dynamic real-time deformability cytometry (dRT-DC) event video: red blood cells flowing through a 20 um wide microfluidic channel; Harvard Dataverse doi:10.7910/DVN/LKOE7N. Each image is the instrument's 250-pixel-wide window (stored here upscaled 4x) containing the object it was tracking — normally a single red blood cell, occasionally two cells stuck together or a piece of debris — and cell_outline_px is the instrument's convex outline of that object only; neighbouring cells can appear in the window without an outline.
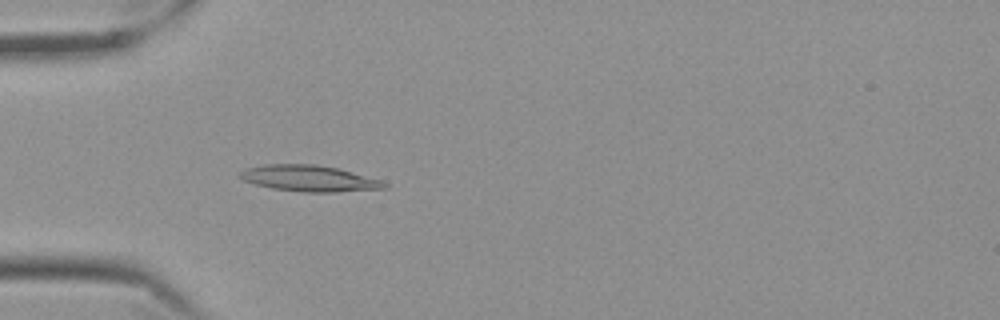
{"species": "Egyptian fruit bat (a non-hibernating species)", "species_latin": "Rousettus aegyptiacus", "temperature_condition": "cold", "stored_images_in_passage": 57, "camera_frame_rate_fps": 3000, "um_per_image_px": 0.085, "frame": {"image": 1, "passage_image": 17, "time_ms": 5.333, "image_size_px": [1000, 320], "cell_outline_px": [[388, 188], [336, 192], [304, 192], [272, 188], [256, 184], [244, 180], [236, 176], [244, 168], [264, 164], [316, 164], [340, 168], [380, 180], [388, 184]], "centroid_in_image_um": [26.27, 15.15], "position_along_channel_um": 58.7, "area_um2": 22.14}}
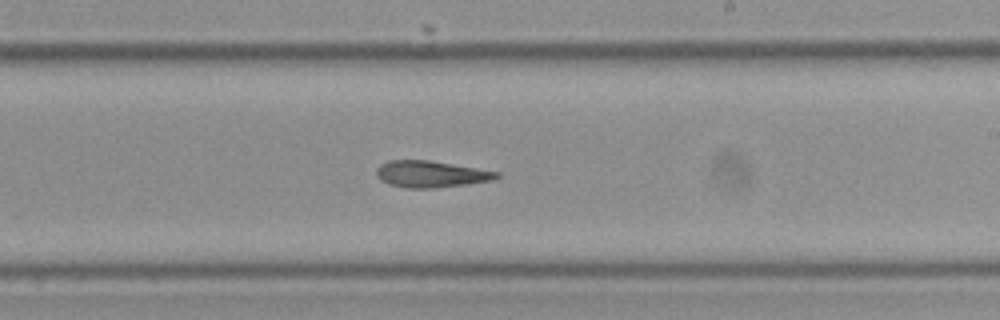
{"frame": {"image": 2, "passage_image": 34, "time_ms": 11.0, "image_size_px": [1000, 320], "cell_outline_px": [[500, 176], [492, 180], [464, 184], [432, 188], [404, 188], [388, 184], [380, 180], [376, 172], [376, 168], [380, 164], [388, 160], [428, 160], [500, 172]], "centroid_in_image_um": [36.57, 14.79], "position_along_channel_um": 252.4, "area_um2": 18.5}}
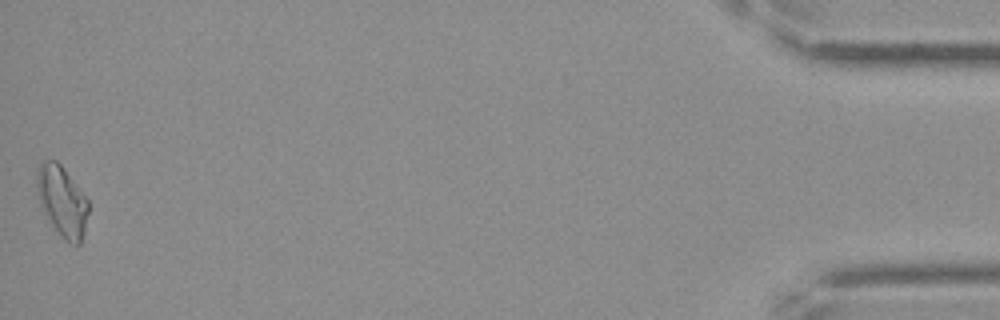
{"frame": {"image": 3, "passage_image": 57, "time_ms": 18.667, "image_size_px": [1000, 320], "cell_outline_px": [[88, 212], [84, 232], [80, 244], [68, 244], [52, 224], [44, 212], [36, 196], [36, 168], [40, 160], [56, 160], [60, 164], [88, 200]], "centroid_in_image_um": [5.24, 17.06], "position_along_channel_um": 430.0, "area_um2": 21.15}, "authors_computed_cell_mechanics": {"area_um2": 18.9006, "velocity_mm_per_s": 3.5006, "shape_relaxation_time_tau1_ms": null, "shape_relaxation_time_tau2_ms": 8.4098, "deformation_change_tau1": null, "deformation_change_tau2": 0.197}}